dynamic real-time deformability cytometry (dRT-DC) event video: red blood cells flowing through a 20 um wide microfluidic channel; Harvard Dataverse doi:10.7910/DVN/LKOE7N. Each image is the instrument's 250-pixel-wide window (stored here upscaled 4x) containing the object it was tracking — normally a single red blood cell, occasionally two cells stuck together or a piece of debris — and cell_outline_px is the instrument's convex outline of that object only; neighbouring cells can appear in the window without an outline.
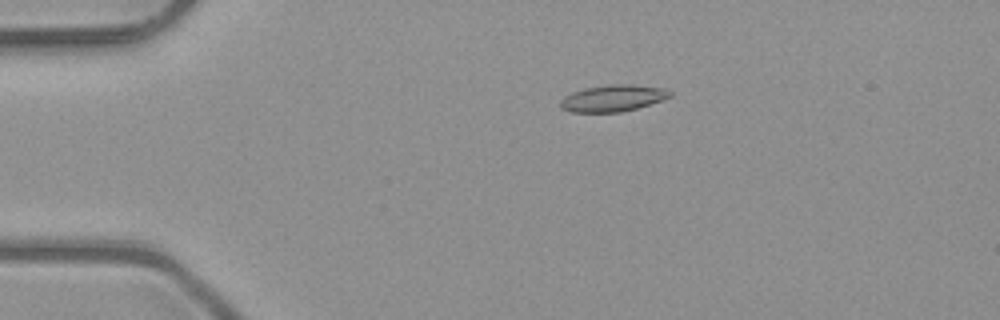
{"species": "common noctule bat (a hibernating species)", "species_latin": "Nyctalus noctula", "temperature_condition": "room temperature", "stored_images_in_passage": 3, "camera_frame_rate_fps": 3000, "um_per_image_px": 0.085, "animal": {"sex": "male", "body_mass_g": 23.1, "forearm_length_mm": 52.7}, "frame": {"image": 1, "passage_image": 1, "time_ms": 0.0, "image_size_px": [1000, 320], "cell_outline_px": [[672, 96], [636, 108], [620, 112], [572, 112], [560, 108], [560, 100], [564, 96], [572, 92], [584, 88], [608, 84], [632, 84], [664, 88], [672, 92]], "centroid_in_image_um": [52.06, 8.33], "position_along_channel_um": 32.9, "area_um2": 16.99}}
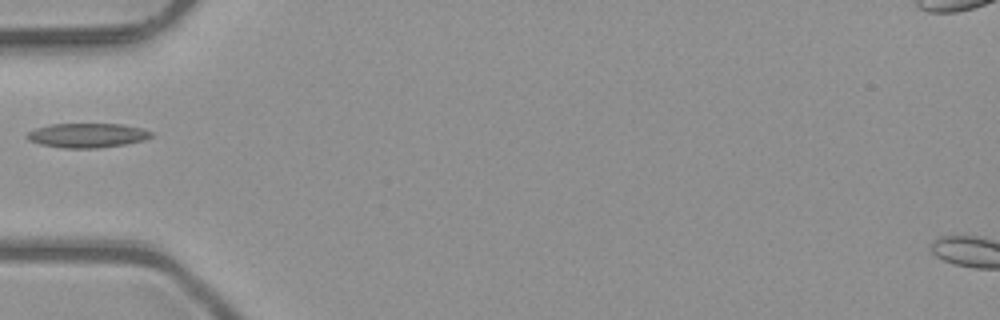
{"frame": {"image": 2, "passage_image": 3, "time_ms": 0.667, "image_size_px": [1000, 320], "cell_outline_px": [[152, 136], [144, 140], [124, 144], [96, 148], [64, 148], [40, 144], [28, 140], [24, 136], [28, 132], [36, 128], [52, 124], [120, 124], [144, 128], [152, 132]], "centroid_in_image_um": [7.41, 11.5], "position_along_channel_um": 77.6, "area_um2": 17.63}}